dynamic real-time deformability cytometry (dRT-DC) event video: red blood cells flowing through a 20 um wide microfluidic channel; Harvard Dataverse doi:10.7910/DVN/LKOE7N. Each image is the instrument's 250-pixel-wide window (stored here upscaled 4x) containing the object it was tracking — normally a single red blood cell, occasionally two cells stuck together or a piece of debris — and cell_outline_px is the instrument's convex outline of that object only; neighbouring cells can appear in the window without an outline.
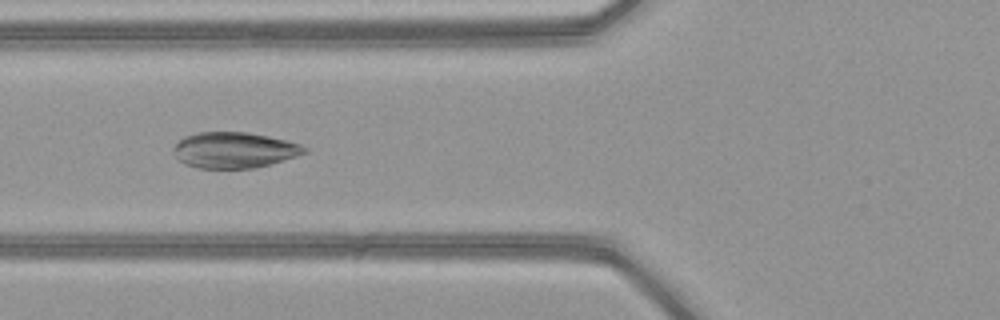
{"species": "common noctule bat (a hibernating species)", "species_latin": "Nyctalus noctula", "temperature_condition": "warm", "stored_images_in_passage": 43, "camera_frame_rate_fps": 3000, "um_per_image_px": 0.085, "animal": {"sex": "female", "body_mass_g": 21.9}, "frame": {"image": 1, "passage_image": 12, "time_ms": 3.667, "image_size_px": [1000, 320], "cell_outline_px": [[308, 152], [284, 160], [252, 168], [196, 168], [184, 164], [176, 156], [172, 148], [184, 136], [196, 132], [248, 132], [288, 140], [300, 144], [308, 148]], "centroid_in_image_um": [19.91, 12.75], "position_along_channel_um": 105.9, "area_um2": 27.4}}
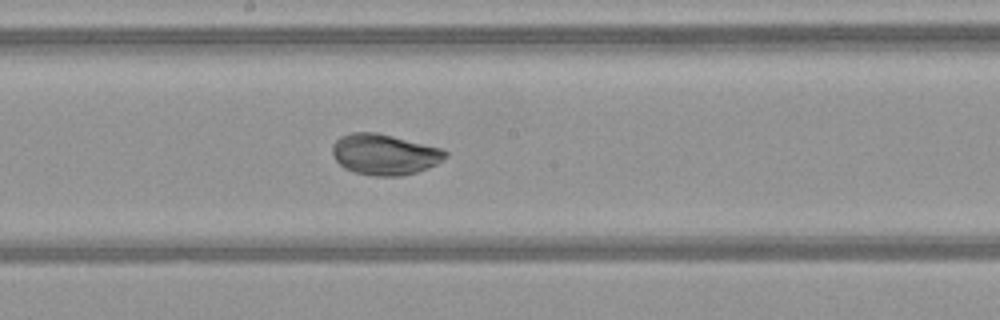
{"frame": {"image": 2, "passage_image": 20, "time_ms": 6.333, "image_size_px": [1000, 320], "cell_outline_px": [[448, 156], [436, 164], [428, 168], [416, 172], [400, 176], [372, 176], [356, 172], [344, 168], [336, 160], [332, 152], [332, 144], [340, 136], [352, 132], [376, 132], [440, 148], [448, 152]], "centroid_in_image_um": [32.66, 13.12], "position_along_channel_um": 215.5, "area_um2": 26.76}}
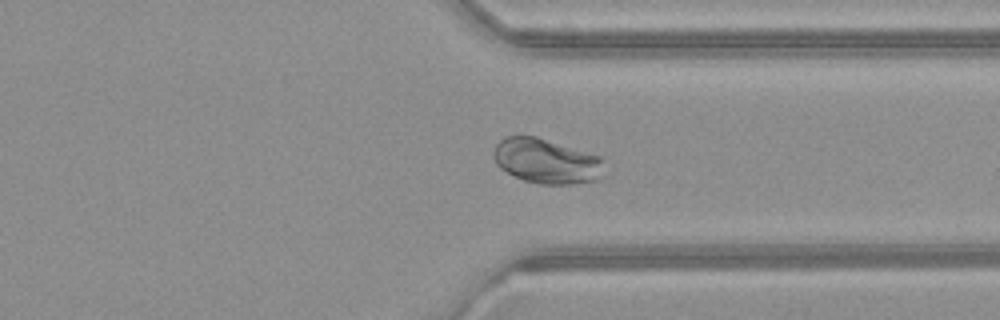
{"frame": {"image": 3, "passage_image": 31, "time_ms": 10.0, "image_size_px": [1000, 320], "cell_outline_px": [[604, 180], [572, 184], [536, 184], [524, 180], [500, 168], [496, 164], [492, 156], [492, 152], [496, 144], [504, 136], [536, 136], [600, 156], [604, 176]], "centroid_in_image_um": [46.45, 13.71], "position_along_channel_um": 365.0, "area_um2": 29.19}}